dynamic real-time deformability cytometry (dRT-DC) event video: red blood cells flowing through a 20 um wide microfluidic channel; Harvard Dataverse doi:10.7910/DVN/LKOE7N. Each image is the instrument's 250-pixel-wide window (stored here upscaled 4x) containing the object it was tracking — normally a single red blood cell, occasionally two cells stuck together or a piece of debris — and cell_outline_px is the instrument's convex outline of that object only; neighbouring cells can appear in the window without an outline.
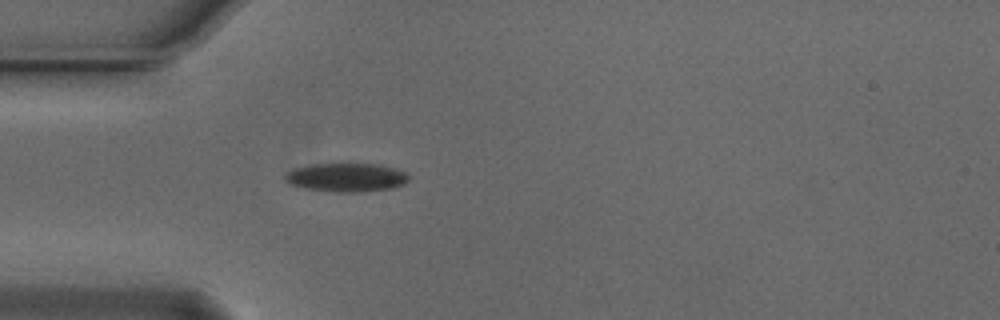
{"species": "Egyptian fruit bat (a non-hibernating species)", "species_latin": "Rousettus aegyptiacus", "temperature_condition": "cold", "stored_images_in_passage": 40, "camera_frame_rate_fps": 3000, "um_per_image_px": 0.085, "animal": {"sex": "male"}, "frame": {"image": 1, "passage_image": 1, "time_ms": 0.0, "image_size_px": [1000, 320], "cell_outline_px": [[408, 180], [404, 184], [392, 188], [356, 192], [340, 192], [308, 188], [288, 184], [284, 180], [284, 176], [288, 172], [296, 168], [312, 164], [380, 164], [404, 172], [408, 176]], "centroid_in_image_um": [29.43, 15.08], "position_along_channel_um": 55.6, "area_um2": 20.29}}
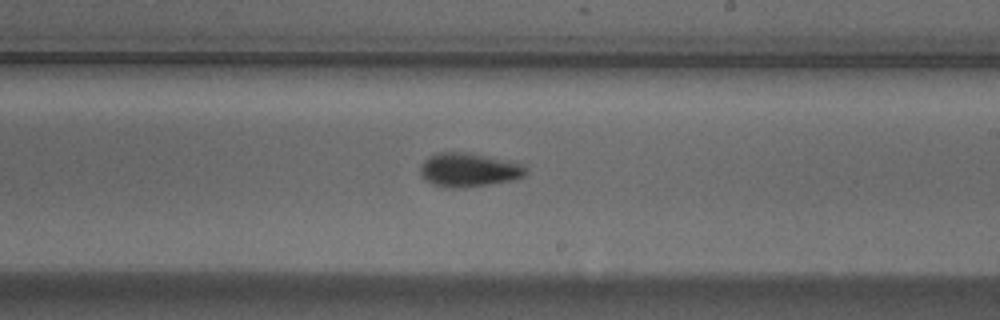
{"frame": {"image": 2, "passage_image": 17, "time_ms": 5.333, "image_size_px": [1000, 320], "cell_outline_px": [[528, 172], [524, 176], [516, 180], [464, 188], [432, 184], [424, 180], [420, 176], [420, 164], [428, 156], [436, 152], [468, 152], [508, 160], [524, 164], [528, 168]], "centroid_in_image_um": [39.87, 14.43], "position_along_channel_um": 249.1, "area_um2": 21.21}}
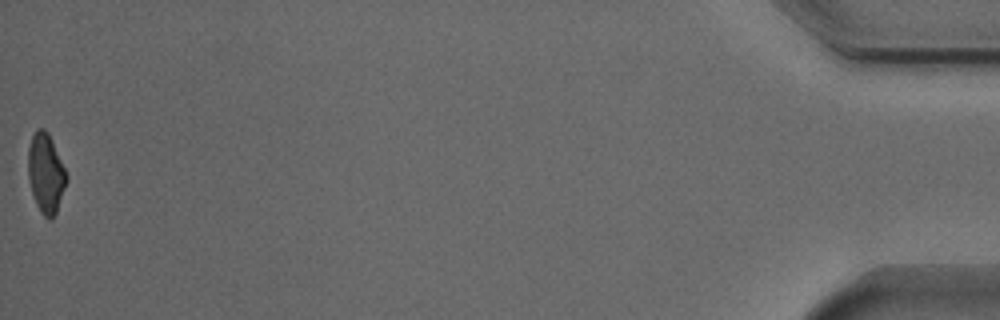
{"frame": {"image": 3, "passage_image": 40, "time_ms": 13.0, "image_size_px": [1000, 320], "cell_outline_px": [[68, 180], [56, 212], [52, 220], [48, 220], [40, 212], [36, 204], [28, 180], [28, 148], [32, 136], [36, 128], [44, 128], [48, 132], [52, 140], [68, 176]], "centroid_in_image_um": [3.89, 14.73], "position_along_channel_um": 431.3, "area_um2": 17.92}, "authors_computed_cell_mechanics": {"area_um2": 19.1896, "velocity_mm_per_s": 3.7269, "shape_relaxation_time_tau1_ms": 3.1422, "shape_relaxation_time_tau2_ms": 6.2853, "deformation_change_tau1": 0.1079, "deformation_change_tau2": 0.1104}}